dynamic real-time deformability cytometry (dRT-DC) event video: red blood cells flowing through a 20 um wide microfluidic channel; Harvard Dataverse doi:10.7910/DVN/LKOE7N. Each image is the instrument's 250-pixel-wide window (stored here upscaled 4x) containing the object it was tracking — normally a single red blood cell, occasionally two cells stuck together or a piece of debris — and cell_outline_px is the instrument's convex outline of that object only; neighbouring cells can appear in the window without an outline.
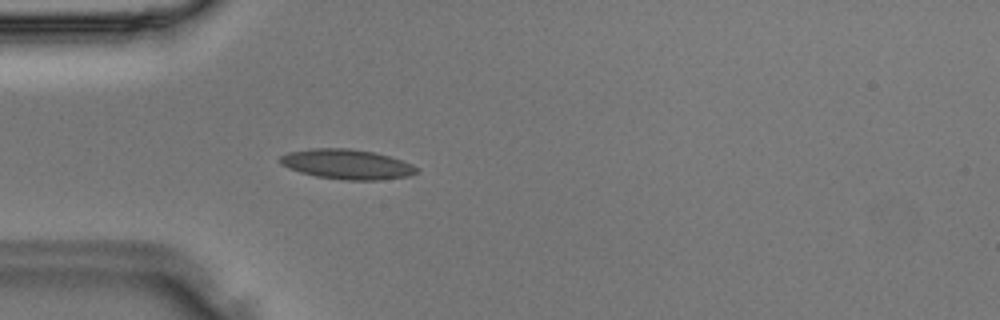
{"species": "Egyptian fruit bat (a non-hibernating species)", "species_latin": "Rousettus aegyptiacus", "temperature_condition": "room temperature", "stored_images_in_passage": 36, "camera_frame_rate_fps": 3000, "um_per_image_px": 0.085, "animal": {"sex": "male"}, "frame": {"image": 1, "passage_image": 10, "time_ms": 3.0, "image_size_px": [1000, 320], "cell_outline_px": [[420, 168], [416, 172], [408, 176], [380, 180], [348, 180], [316, 176], [300, 172], [288, 168], [280, 164], [280, 156], [288, 152], [312, 148], [348, 148], [372, 152], [388, 156], [412, 164]], "centroid_in_image_um": [29.47, 13.96], "position_along_channel_um": 55.5, "area_um2": 23.64}}
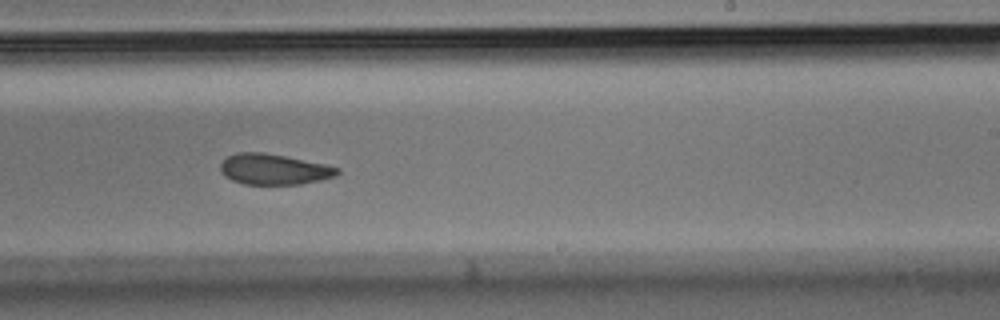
{"frame": {"image": 2, "passage_image": 22, "time_ms": 7.0, "image_size_px": [1000, 320], "cell_outline_px": [[340, 172], [336, 176], [320, 180], [300, 184], [244, 184], [232, 180], [224, 176], [220, 172], [220, 164], [228, 156], [236, 152], [264, 152], [324, 164], [340, 168]], "centroid_in_image_um": [23.26, 14.39], "position_along_channel_um": 265.7, "area_um2": 20.87}}
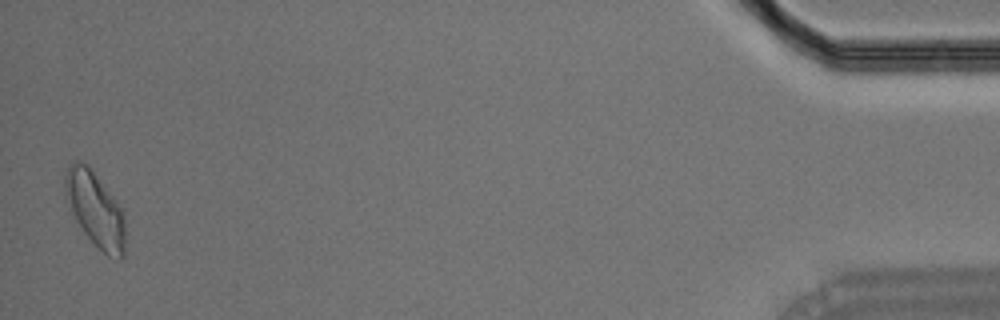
{"frame": {"image": 3, "passage_image": 36, "time_ms": 11.667, "image_size_px": [1000, 320], "cell_outline_px": [[124, 256], [120, 260], [108, 256], [84, 232], [68, 212], [64, 200], [64, 176], [72, 160], [80, 160], [88, 164], [92, 168], [112, 196], [120, 208], [124, 216]], "centroid_in_image_um": [8.02, 17.74], "position_along_channel_um": 427.2, "area_um2": 26.53}}